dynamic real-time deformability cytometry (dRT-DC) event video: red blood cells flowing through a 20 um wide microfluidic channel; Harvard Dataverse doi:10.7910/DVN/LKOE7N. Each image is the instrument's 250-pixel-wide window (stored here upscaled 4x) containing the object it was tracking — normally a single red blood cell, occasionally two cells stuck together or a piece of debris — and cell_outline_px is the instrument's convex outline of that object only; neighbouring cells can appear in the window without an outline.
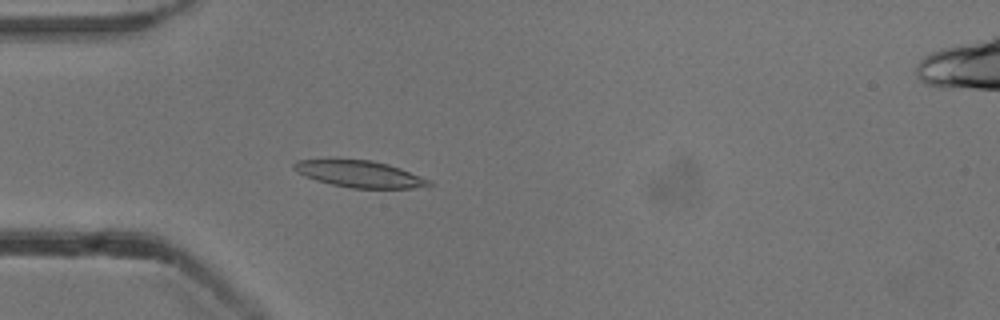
{"species": "common noctule bat (a hibernating species)", "species_latin": "Nyctalus noctula", "temperature_condition": "cold", "stored_images_in_passage": 52, "camera_frame_rate_fps": 3000, "um_per_image_px": 0.085, "animal": {"sex": "male", "body_mass_g": 13.3}, "frame": {"image": 1, "passage_image": 14, "time_ms": 4.333, "image_size_px": [1000, 320], "cell_outline_px": [[436, 184], [428, 188], [352, 188], [332, 184], [316, 180], [304, 176], [296, 172], [292, 168], [292, 164], [296, 160], [372, 160], [388, 164], [400, 168], [432, 180]], "centroid_in_image_um": [30.65, 14.81], "position_along_channel_um": 54.4, "area_um2": 21.15}}
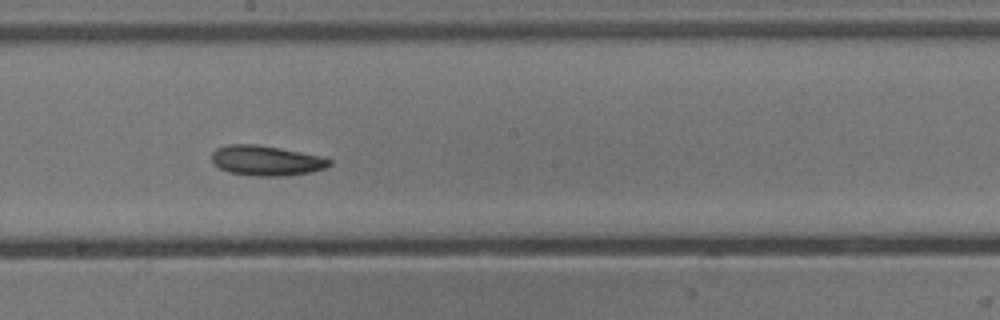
{"frame": {"image": 2, "passage_image": 28, "time_ms": 9.0, "image_size_px": [1000, 320], "cell_outline_px": [[332, 164], [324, 168], [312, 172], [284, 176], [256, 176], [228, 172], [220, 168], [212, 160], [212, 152], [216, 148], [228, 144], [256, 144], [280, 148], [320, 156], [332, 160]], "centroid_in_image_um": [22.63, 13.65], "position_along_channel_um": 225.6, "area_um2": 20.58}}
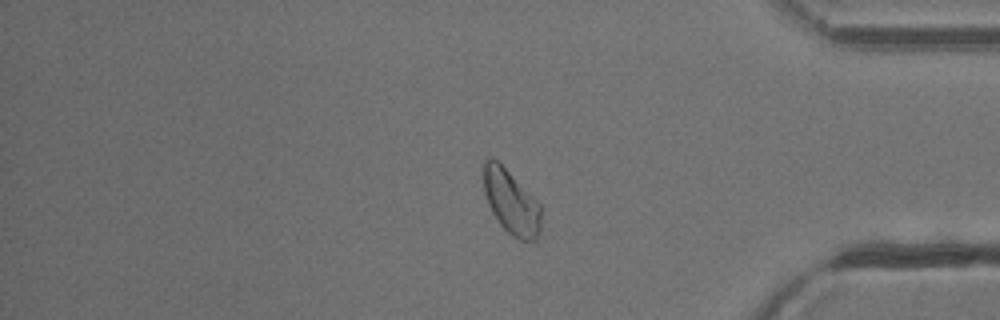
{"frame": {"image": 3, "passage_image": 43, "time_ms": 14.0, "image_size_px": [1000, 320], "cell_outline_px": [[540, 232], [536, 240], [520, 240], [512, 236], [500, 224], [492, 212], [488, 204], [484, 192], [480, 168], [484, 160], [488, 156], [492, 156], [540, 204]], "centroid_in_image_um": [43.38, 17.14], "position_along_channel_um": 391.8, "area_um2": 21.56}, "authors_computed_cell_mechanics": {"area_um2": 20.9525, "velocity_mm_per_s": 3.8181, "shape_relaxation_time_tau1_ms": 2.8911, "shape_relaxation_time_tau2_ms": 5.2696, "deformation_change_tau1": 0.1072, "deformation_change_tau2": 0.1141}}